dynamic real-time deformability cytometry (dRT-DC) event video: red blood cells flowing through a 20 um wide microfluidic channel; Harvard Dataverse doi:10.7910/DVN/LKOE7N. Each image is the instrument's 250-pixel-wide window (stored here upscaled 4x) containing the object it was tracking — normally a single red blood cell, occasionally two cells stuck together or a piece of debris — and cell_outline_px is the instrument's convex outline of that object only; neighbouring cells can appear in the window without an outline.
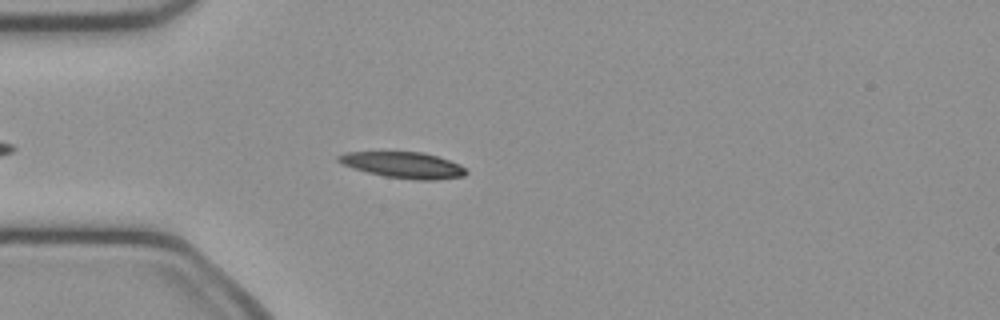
{"species": "common noctule bat (a hibernating species)", "species_latin": "Nyctalus noctula", "temperature_condition": "cold", "stored_images_in_passage": 36, "camera_frame_rate_fps": 3000, "um_per_image_px": 0.085, "animal": {"sex": "female", "body_mass_g": 21.9}, "frame": {"image": 1, "passage_image": 6, "time_ms": 1.667, "image_size_px": [1000, 320], "cell_outline_px": [[468, 172], [464, 176], [436, 180], [412, 180], [384, 176], [352, 168], [340, 164], [336, 160], [336, 156], [344, 152], [424, 152], [460, 164]], "centroid_in_image_um": [34.25, 14.03], "position_along_channel_um": 50.7, "area_um2": 19.54}}
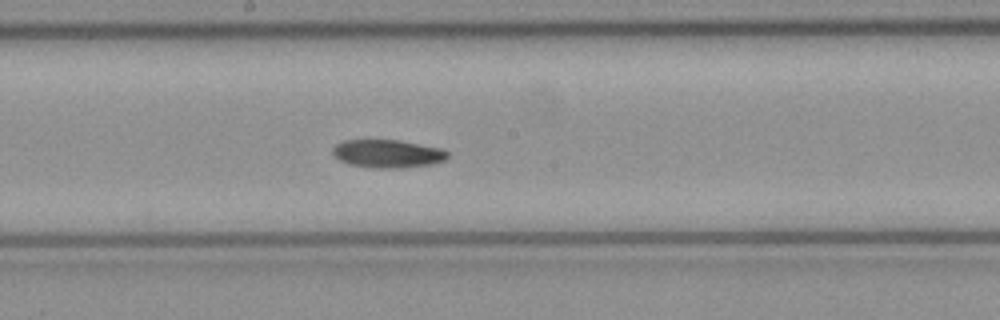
{"frame": {"image": 2, "passage_image": 19, "time_ms": 6.0, "image_size_px": [1000, 320], "cell_outline_px": [[448, 160], [432, 164], [404, 168], [372, 168], [348, 164], [340, 160], [332, 152], [332, 148], [336, 144], [344, 140], [400, 140], [440, 148], [448, 152]], "centroid_in_image_um": [32.97, 13.07], "position_along_channel_um": 215.2, "area_um2": 18.96}}
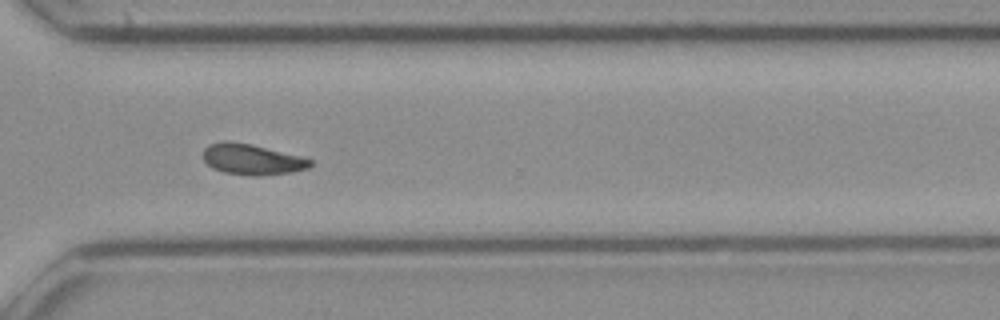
{"frame": {"image": 3, "passage_image": 29, "time_ms": 9.333, "image_size_px": [1000, 320], "cell_outline_px": [[312, 164], [308, 168], [292, 172], [260, 176], [252, 176], [224, 172], [212, 168], [204, 160], [204, 148], [208, 144], [224, 140], [228, 140], [252, 144], [300, 156], [312, 160]], "centroid_in_image_um": [21.4, 13.54], "position_along_channel_um": 349.2, "area_um2": 19.25}, "authors_computed_cell_mechanics": {"area_um2": 19.074, "velocity_mm_per_s": 4.0245, "shape_relaxation_time_tau1_ms": 6.3278, "shape_relaxation_time_tau2_ms": null, "deformation_change_tau1": 0.1572, "deformation_change_tau2": null}}